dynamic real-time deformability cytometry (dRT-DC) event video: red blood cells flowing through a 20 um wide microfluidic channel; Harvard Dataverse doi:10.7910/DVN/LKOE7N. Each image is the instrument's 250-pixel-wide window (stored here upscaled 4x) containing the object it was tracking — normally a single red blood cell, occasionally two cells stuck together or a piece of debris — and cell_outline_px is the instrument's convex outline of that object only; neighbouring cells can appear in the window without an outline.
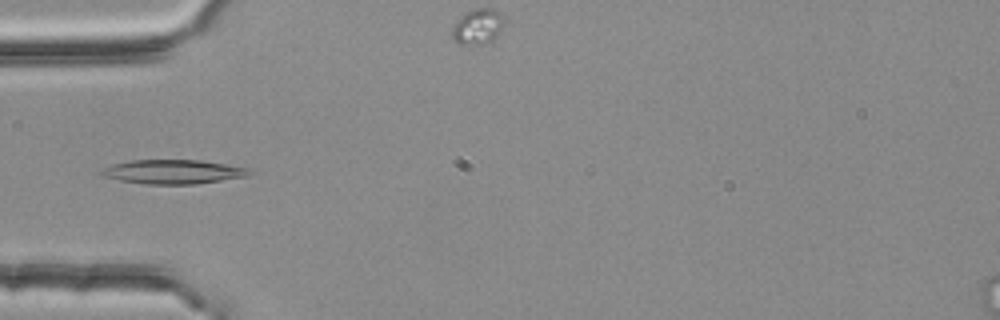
{"species": "common noctule bat (a hibernating species)", "species_latin": "Nyctalus noctula", "temperature_condition": "room temperature", "stored_images_in_passage": 5, "camera_frame_rate_fps": 3000, "um_per_image_px": 0.085, "animal": {"sex": "female", "body_mass_g": 25.1}, "frame": {"image": 1, "passage_image": 4, "time_ms": 1.0, "image_size_px": [1000, 320], "cell_outline_px": [[252, 172], [248, 176], [196, 184], [144, 184], [120, 180], [100, 176], [96, 172], [112, 164], [132, 160], [200, 160], [248, 168]], "centroid_in_image_um": [14.65, 14.6], "position_along_channel_um": 70.3, "area_um2": 20.87}}